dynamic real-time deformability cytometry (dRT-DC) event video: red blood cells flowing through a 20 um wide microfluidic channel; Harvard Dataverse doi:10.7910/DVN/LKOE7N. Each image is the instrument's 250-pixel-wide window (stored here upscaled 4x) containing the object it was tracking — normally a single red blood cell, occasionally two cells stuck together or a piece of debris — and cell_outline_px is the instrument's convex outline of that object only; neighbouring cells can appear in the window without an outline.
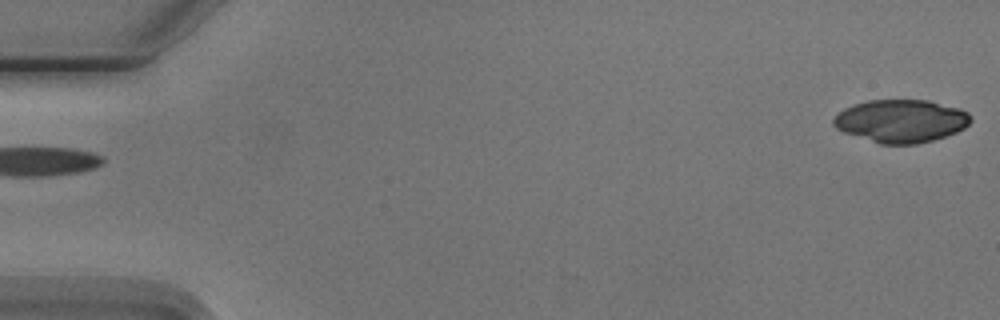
{"species": "Egyptian fruit bat (a non-hibernating species)", "species_latin": "Rousettus aegyptiacus", "temperature_condition": "cold", "stored_images_in_passage": 4, "camera_frame_rate_fps": 3000, "um_per_image_px": 0.085, "animal": {"sex": "male"}, "frame": {"image": 1, "passage_image": 4, "time_ms": 3.667, "image_size_px": [1000, 320], "cell_outline_px": [[972, 120], [964, 128], [956, 132], [932, 140], [916, 144], [880, 144], [844, 132], [836, 128], [832, 124], [832, 120], [844, 108], [852, 104], [868, 100], [928, 100], [960, 108], [968, 112], [972, 116]], "centroid_in_image_um": [76.59, 10.27], "position_along_channel_um": 8.4, "area_um2": 34.33}}